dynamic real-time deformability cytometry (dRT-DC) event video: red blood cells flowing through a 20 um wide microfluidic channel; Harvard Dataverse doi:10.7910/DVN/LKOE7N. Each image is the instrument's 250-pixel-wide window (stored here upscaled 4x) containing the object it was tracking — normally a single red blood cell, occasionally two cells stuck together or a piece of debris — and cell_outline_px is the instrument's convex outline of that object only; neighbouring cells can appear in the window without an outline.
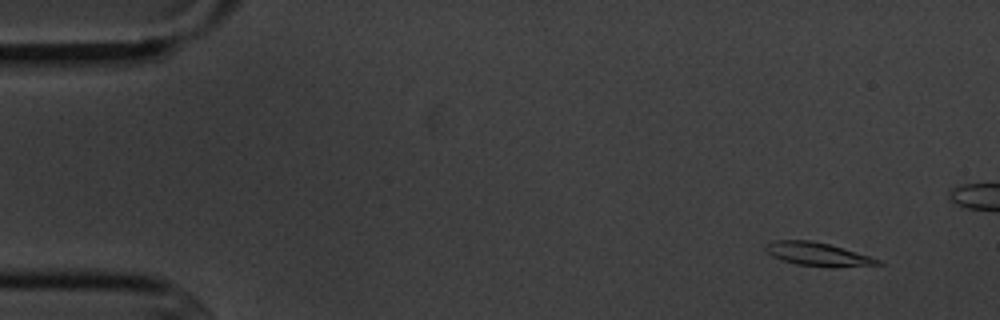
{"species": "common noctule bat (a hibernating species)", "species_latin": "Nyctalus noctula", "temperature_condition": "cold", "stored_images_in_passage": 5, "camera_frame_rate_fps": 3000, "um_per_image_px": 0.085, "animal": {"sex": "male", "body_mass_g": 20.1, "forearm_length_mm": 53.5}, "frame": {"image": 1, "passage_image": 1, "time_ms": 0.0, "image_size_px": [1000, 320], "cell_outline_px": [[884, 264], [832, 268], [796, 264], [772, 256], [764, 248], [764, 244], [776, 240], [812, 240], [844, 248], [880, 260]], "centroid_in_image_um": [69.5, 21.61], "position_along_channel_um": 15.5, "area_um2": 15.32}}